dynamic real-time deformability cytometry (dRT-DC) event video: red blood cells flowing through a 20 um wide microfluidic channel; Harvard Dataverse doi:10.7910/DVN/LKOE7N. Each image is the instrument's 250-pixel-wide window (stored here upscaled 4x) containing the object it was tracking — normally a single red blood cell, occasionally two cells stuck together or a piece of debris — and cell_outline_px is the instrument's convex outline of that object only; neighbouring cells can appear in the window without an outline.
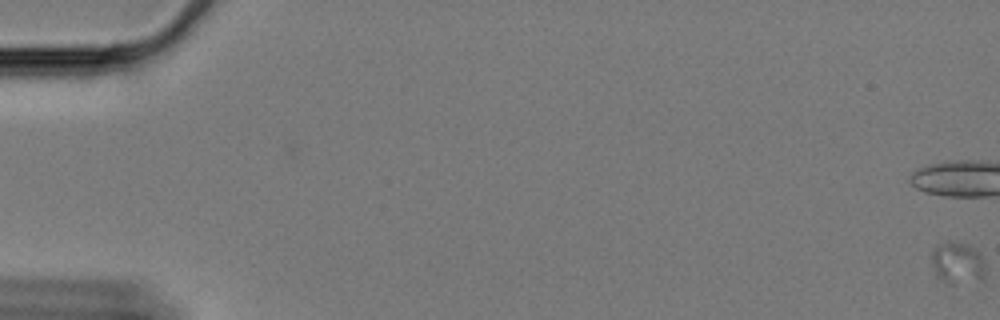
{"species": "Egyptian fruit bat (a non-hibernating species)", "species_latin": "Rousettus aegyptiacus", "temperature_condition": "cold", "stored_images_in_passage": 19, "camera_frame_rate_fps": 3000, "um_per_image_px": 0.085, "animal": {"sex": "female"}, "frame": {"image": 1, "passage_image": 1, "time_ms": 0.0, "image_size_px": [1000, 320], "cell_outline_px": [[984, 280], [956, 284], [952, 284], [940, 280], [936, 276], [932, 260], [932, 252], [936, 244], [968, 244], [980, 256], [984, 264]], "centroid_in_image_um": [81.38, 22.42], "position_along_channel_um": 3.6, "area_um2": 12.72}}